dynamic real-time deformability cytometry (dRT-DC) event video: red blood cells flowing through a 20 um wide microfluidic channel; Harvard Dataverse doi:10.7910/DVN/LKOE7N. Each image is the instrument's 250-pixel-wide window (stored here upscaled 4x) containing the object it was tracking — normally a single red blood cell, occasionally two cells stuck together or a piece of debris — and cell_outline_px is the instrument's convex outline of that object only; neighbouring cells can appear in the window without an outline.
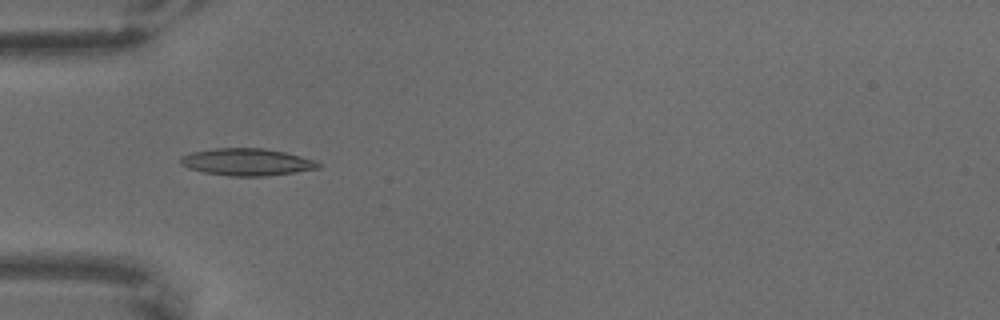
{"species": "common noctule bat (a hibernating species)", "species_latin": "Nyctalus noctula", "temperature_condition": "warm", "stored_images_in_passage": 6, "camera_frame_rate_fps": 3000, "um_per_image_px": 0.085, "animal": {"sex": "male", "body_mass_g": 18.8}, "frame": {"image": 1, "passage_image": 5, "time_ms": 1.333, "image_size_px": [1000, 320], "cell_outline_px": [[320, 168], [296, 172], [264, 176], [228, 176], [204, 172], [188, 168], [180, 164], [180, 156], [192, 152], [212, 148], [264, 148], [284, 152], [316, 160], [320, 164]], "centroid_in_image_um": [20.97, 13.77], "position_along_channel_um": 64.0, "area_um2": 21.85}}